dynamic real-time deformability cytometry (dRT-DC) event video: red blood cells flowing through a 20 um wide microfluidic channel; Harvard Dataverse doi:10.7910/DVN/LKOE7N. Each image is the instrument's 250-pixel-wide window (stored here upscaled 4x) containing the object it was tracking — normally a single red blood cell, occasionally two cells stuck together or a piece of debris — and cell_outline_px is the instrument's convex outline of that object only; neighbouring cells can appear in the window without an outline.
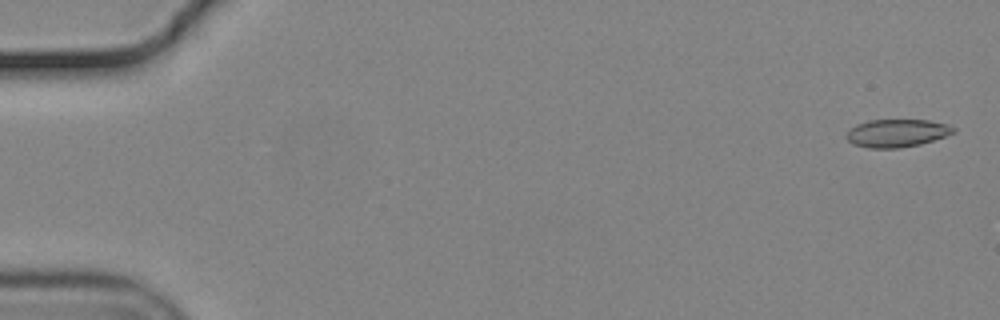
{"species": "common noctule bat (a hibernating species)", "species_latin": "Nyctalus noctula", "temperature_condition": "cold", "stored_images_in_passage": 55, "camera_frame_rate_fps": 3000, "um_per_image_px": 0.085, "animal": {"sex": "male", "body_mass_g": 19.2, "forearm_length_mm": 51.8}, "frame": {"image": 1, "passage_image": 2, "time_ms": 0.333, "image_size_px": [1000, 320], "cell_outline_px": [[956, 132], [920, 144], [900, 148], [868, 148], [852, 144], [844, 136], [848, 128], [856, 124], [868, 120], [928, 120], [948, 124], [956, 128]], "centroid_in_image_um": [76.18, 11.31], "position_along_channel_um": 8.8, "area_um2": 17.57}}
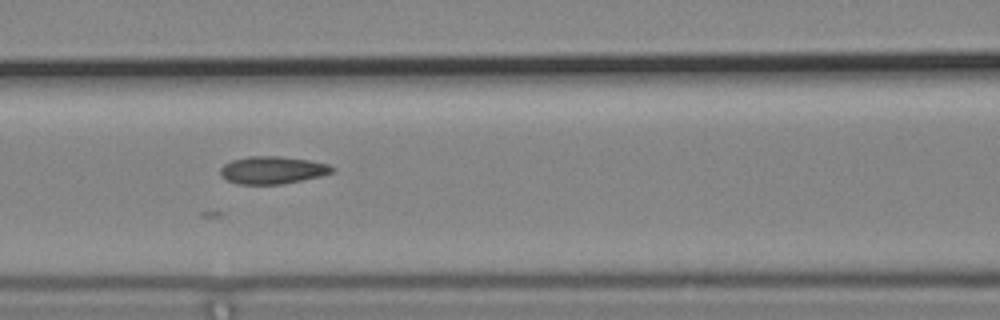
{"frame": {"image": 2, "passage_image": 25, "time_ms": 8.0, "image_size_px": [1000, 320], "cell_outline_px": [[336, 168], [332, 172], [320, 176], [284, 184], [236, 184], [228, 180], [220, 172], [220, 168], [224, 164], [232, 160], [248, 156], [280, 156], [308, 160], [328, 164]], "centroid_in_image_um": [23.17, 14.45], "position_along_channel_um": 143.4, "area_um2": 17.86}}
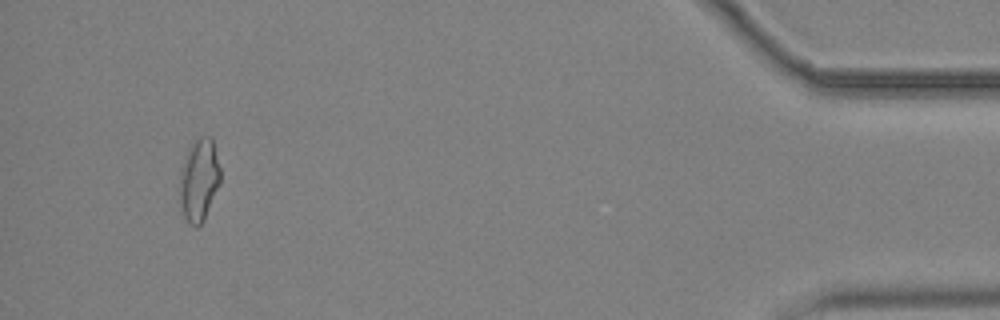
{"frame": {"image": 3, "passage_image": 53, "time_ms": 17.333, "image_size_px": [1000, 320], "cell_outline_px": [[220, 184], [204, 220], [196, 228], [188, 224], [184, 216], [180, 200], [180, 168], [188, 148], [200, 136], [212, 136], [220, 168]], "centroid_in_image_um": [16.92, 15.3], "position_along_channel_um": 418.3, "area_um2": 19.71}}